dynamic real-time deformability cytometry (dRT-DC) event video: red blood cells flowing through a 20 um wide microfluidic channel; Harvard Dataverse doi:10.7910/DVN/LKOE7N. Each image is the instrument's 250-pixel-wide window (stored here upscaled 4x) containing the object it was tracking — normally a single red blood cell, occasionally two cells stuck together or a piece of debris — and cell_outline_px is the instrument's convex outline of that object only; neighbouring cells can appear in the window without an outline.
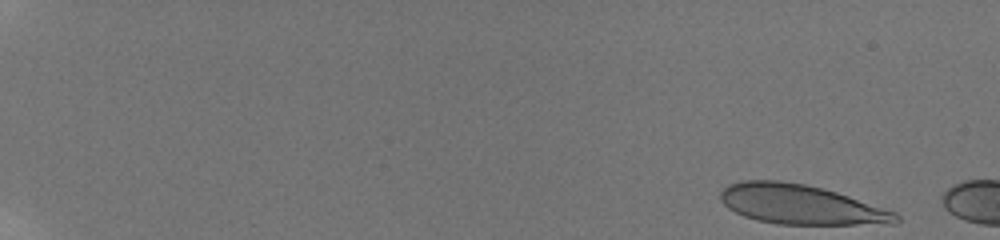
{"species": "human", "species_latin": "Homo sapiens", "temperature_condition": "room temperature", "stored_images_in_passage": 4, "camera_frame_rate_fps": 3000, "um_per_image_px": 0.085, "donor": {"sex": "male"}, "frame": {"image": 1, "passage_image": 1, "time_ms": 0.0, "image_size_px": [1000, 240], "cell_outline_px": [[900, 220], [896, 224], [776, 224], [756, 220], [744, 216], [728, 208], [720, 200], [720, 192], [728, 184], [740, 180], [780, 180], [804, 184], [836, 192], [896, 212], [900, 216]], "centroid_in_image_um": [68.04, 17.38], "position_along_channel_um": 17.0, "area_um2": 40.46}}